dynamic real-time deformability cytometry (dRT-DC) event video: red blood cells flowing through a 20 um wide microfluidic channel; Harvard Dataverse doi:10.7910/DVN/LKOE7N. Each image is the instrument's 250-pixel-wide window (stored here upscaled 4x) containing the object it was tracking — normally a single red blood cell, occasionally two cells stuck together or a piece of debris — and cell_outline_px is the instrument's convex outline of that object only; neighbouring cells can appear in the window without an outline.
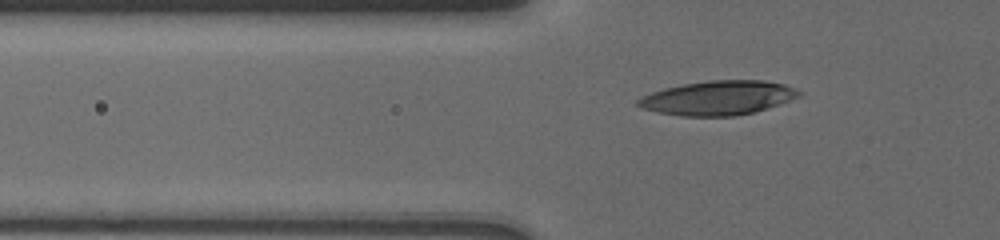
{"species": "human", "species_latin": "Homo sapiens", "temperature_condition": "cold", "stored_images_in_passage": 12, "camera_frame_rate_fps": 3000, "um_per_image_px": 0.085, "donor": {"sex": "male"}, "frame": {"image": 1, "passage_image": 5, "time_ms": 1.0, "image_size_px": [1000, 240], "cell_outline_px": [[800, 96], [752, 112], [736, 116], [684, 116], [656, 112], [640, 108], [636, 104], [636, 100], [652, 92], [664, 88], [684, 84], [708, 80], [764, 80], [784, 84], [796, 88], [800, 92]], "centroid_in_image_um": [60.99, 8.31], "position_along_channel_um": 64.8, "area_um2": 31.85}}
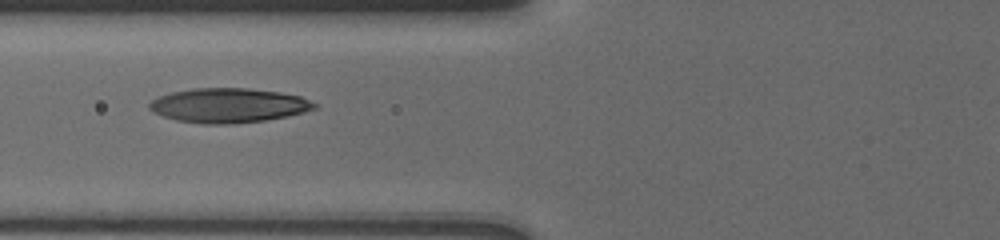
{"frame": {"image": 2, "passage_image": 11, "time_ms": 2.333, "image_size_px": [1000, 240], "cell_outline_px": [[316, 108], [304, 112], [288, 116], [264, 120], [232, 124], [204, 124], [176, 120], [152, 112], [148, 108], [148, 104], [152, 100], [160, 96], [172, 92], [192, 88], [248, 88], [280, 92], [300, 96], [316, 104]], "centroid_in_image_um": [19.4, 8.96], "position_along_channel_um": 106.4, "area_um2": 33.12}}